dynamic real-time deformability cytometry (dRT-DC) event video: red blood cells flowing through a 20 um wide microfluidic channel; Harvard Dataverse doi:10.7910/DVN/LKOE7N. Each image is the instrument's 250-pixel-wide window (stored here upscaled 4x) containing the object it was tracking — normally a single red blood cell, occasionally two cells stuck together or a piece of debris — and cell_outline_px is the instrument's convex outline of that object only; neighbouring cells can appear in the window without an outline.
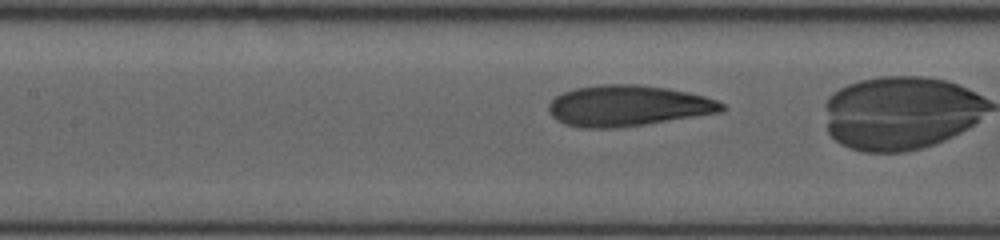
{"species": "human", "species_latin": "Homo sapiens", "temperature_condition": "room temperature", "stored_images_in_passage": 32, "camera_frame_rate_fps": 3000, "um_per_image_px": 0.085, "donor": {"sex": "female"}, "frame": {"image": 1, "passage_image": 16, "time_ms": 6.0, "image_size_px": [1000, 240], "cell_outline_px": [[728, 108], [724, 112], [644, 124], [612, 128], [580, 128], [564, 124], [556, 120], [548, 112], [548, 104], [556, 96], [564, 92], [576, 88], [600, 84], [640, 84], [668, 88], [688, 92], [704, 96], [716, 100], [724, 104]], "centroid_in_image_um": [53.38, 8.99], "position_along_channel_um": 154.0, "area_um2": 41.5}}